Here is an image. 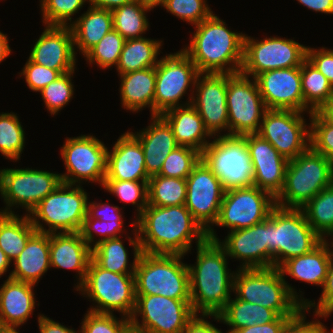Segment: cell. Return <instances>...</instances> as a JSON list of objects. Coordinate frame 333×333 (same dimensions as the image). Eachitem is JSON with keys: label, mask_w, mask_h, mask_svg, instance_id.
Returning a JSON list of instances; mask_svg holds the SVG:
<instances>
[{"label": "cell", "mask_w": 333, "mask_h": 333, "mask_svg": "<svg viewBox=\"0 0 333 333\" xmlns=\"http://www.w3.org/2000/svg\"><path fill=\"white\" fill-rule=\"evenodd\" d=\"M209 317L229 326L227 333H234L236 330L247 326L273 322L279 315L274 310L242 301L235 296L226 303L224 309L218 315H209Z\"/></svg>", "instance_id": "obj_35"}, {"label": "cell", "mask_w": 333, "mask_h": 333, "mask_svg": "<svg viewBox=\"0 0 333 333\" xmlns=\"http://www.w3.org/2000/svg\"><path fill=\"white\" fill-rule=\"evenodd\" d=\"M304 112L267 109L256 134L270 144L288 161L310 147V126Z\"/></svg>", "instance_id": "obj_18"}, {"label": "cell", "mask_w": 333, "mask_h": 333, "mask_svg": "<svg viewBox=\"0 0 333 333\" xmlns=\"http://www.w3.org/2000/svg\"><path fill=\"white\" fill-rule=\"evenodd\" d=\"M201 159L225 191L254 185L253 165L242 136L214 137L201 153Z\"/></svg>", "instance_id": "obj_10"}, {"label": "cell", "mask_w": 333, "mask_h": 333, "mask_svg": "<svg viewBox=\"0 0 333 333\" xmlns=\"http://www.w3.org/2000/svg\"><path fill=\"white\" fill-rule=\"evenodd\" d=\"M306 59L321 72L333 87V49L307 46Z\"/></svg>", "instance_id": "obj_54"}, {"label": "cell", "mask_w": 333, "mask_h": 333, "mask_svg": "<svg viewBox=\"0 0 333 333\" xmlns=\"http://www.w3.org/2000/svg\"><path fill=\"white\" fill-rule=\"evenodd\" d=\"M30 51L29 59L61 74L76 69V54L70 26H47Z\"/></svg>", "instance_id": "obj_24"}, {"label": "cell", "mask_w": 333, "mask_h": 333, "mask_svg": "<svg viewBox=\"0 0 333 333\" xmlns=\"http://www.w3.org/2000/svg\"><path fill=\"white\" fill-rule=\"evenodd\" d=\"M62 179L60 173L49 172L31 168H5L0 169V195L6 207L1 213L15 214L13 207L19 206L30 212L48 194L54 191Z\"/></svg>", "instance_id": "obj_11"}, {"label": "cell", "mask_w": 333, "mask_h": 333, "mask_svg": "<svg viewBox=\"0 0 333 333\" xmlns=\"http://www.w3.org/2000/svg\"><path fill=\"white\" fill-rule=\"evenodd\" d=\"M186 179L155 175L148 181V205L178 206L185 205Z\"/></svg>", "instance_id": "obj_41"}, {"label": "cell", "mask_w": 333, "mask_h": 333, "mask_svg": "<svg viewBox=\"0 0 333 333\" xmlns=\"http://www.w3.org/2000/svg\"><path fill=\"white\" fill-rule=\"evenodd\" d=\"M120 76V99L124 109L138 113L149 108L154 116L156 66L128 72Z\"/></svg>", "instance_id": "obj_32"}, {"label": "cell", "mask_w": 333, "mask_h": 333, "mask_svg": "<svg viewBox=\"0 0 333 333\" xmlns=\"http://www.w3.org/2000/svg\"><path fill=\"white\" fill-rule=\"evenodd\" d=\"M8 39L7 35L0 31V63L11 55Z\"/></svg>", "instance_id": "obj_62"}, {"label": "cell", "mask_w": 333, "mask_h": 333, "mask_svg": "<svg viewBox=\"0 0 333 333\" xmlns=\"http://www.w3.org/2000/svg\"><path fill=\"white\" fill-rule=\"evenodd\" d=\"M301 83L304 104L312 112L320 111L332 100V85L307 59L301 64Z\"/></svg>", "instance_id": "obj_39"}, {"label": "cell", "mask_w": 333, "mask_h": 333, "mask_svg": "<svg viewBox=\"0 0 333 333\" xmlns=\"http://www.w3.org/2000/svg\"><path fill=\"white\" fill-rule=\"evenodd\" d=\"M161 116L172 127L179 146L190 147L202 153L211 142L209 138H213L204 127L200 114L191 104L172 108Z\"/></svg>", "instance_id": "obj_31"}, {"label": "cell", "mask_w": 333, "mask_h": 333, "mask_svg": "<svg viewBox=\"0 0 333 333\" xmlns=\"http://www.w3.org/2000/svg\"><path fill=\"white\" fill-rule=\"evenodd\" d=\"M332 184L333 163L309 147L295 159L288 161L284 187L275 198V205L301 209Z\"/></svg>", "instance_id": "obj_6"}, {"label": "cell", "mask_w": 333, "mask_h": 333, "mask_svg": "<svg viewBox=\"0 0 333 333\" xmlns=\"http://www.w3.org/2000/svg\"><path fill=\"white\" fill-rule=\"evenodd\" d=\"M36 285L7 278L0 286V330H19L36 306Z\"/></svg>", "instance_id": "obj_26"}, {"label": "cell", "mask_w": 333, "mask_h": 333, "mask_svg": "<svg viewBox=\"0 0 333 333\" xmlns=\"http://www.w3.org/2000/svg\"><path fill=\"white\" fill-rule=\"evenodd\" d=\"M269 268L304 255L323 239L312 229L301 209L275 206L268 216Z\"/></svg>", "instance_id": "obj_5"}, {"label": "cell", "mask_w": 333, "mask_h": 333, "mask_svg": "<svg viewBox=\"0 0 333 333\" xmlns=\"http://www.w3.org/2000/svg\"><path fill=\"white\" fill-rule=\"evenodd\" d=\"M212 13L195 25L190 44L181 49L199 73H239L244 57L245 34L233 32Z\"/></svg>", "instance_id": "obj_3"}, {"label": "cell", "mask_w": 333, "mask_h": 333, "mask_svg": "<svg viewBox=\"0 0 333 333\" xmlns=\"http://www.w3.org/2000/svg\"><path fill=\"white\" fill-rule=\"evenodd\" d=\"M108 147L93 135L66 137L60 155L66 172L62 183L81 185L83 181L99 183L102 187L107 170Z\"/></svg>", "instance_id": "obj_14"}, {"label": "cell", "mask_w": 333, "mask_h": 333, "mask_svg": "<svg viewBox=\"0 0 333 333\" xmlns=\"http://www.w3.org/2000/svg\"><path fill=\"white\" fill-rule=\"evenodd\" d=\"M198 74L197 67L182 50L160 58L156 65L154 116L162 115L175 107L191 104ZM188 88H191L192 92L188 95V101L186 100L185 104L180 103Z\"/></svg>", "instance_id": "obj_13"}, {"label": "cell", "mask_w": 333, "mask_h": 333, "mask_svg": "<svg viewBox=\"0 0 333 333\" xmlns=\"http://www.w3.org/2000/svg\"><path fill=\"white\" fill-rule=\"evenodd\" d=\"M322 294L320 298L315 303V300H311L306 306L307 313L311 312L310 309L313 308L314 317L317 318H327L333 313V250L331 253L330 263L328 267V274L326 277L325 284L323 286Z\"/></svg>", "instance_id": "obj_53"}, {"label": "cell", "mask_w": 333, "mask_h": 333, "mask_svg": "<svg viewBox=\"0 0 333 333\" xmlns=\"http://www.w3.org/2000/svg\"><path fill=\"white\" fill-rule=\"evenodd\" d=\"M74 50L84 56L107 33L113 29V15L110 10L89 6L87 11L73 20L70 25Z\"/></svg>", "instance_id": "obj_34"}, {"label": "cell", "mask_w": 333, "mask_h": 333, "mask_svg": "<svg viewBox=\"0 0 333 333\" xmlns=\"http://www.w3.org/2000/svg\"><path fill=\"white\" fill-rule=\"evenodd\" d=\"M186 184V208L207 232L208 240L218 241L219 238L212 227L219 216L225 194L222 183L200 159L186 178Z\"/></svg>", "instance_id": "obj_17"}, {"label": "cell", "mask_w": 333, "mask_h": 333, "mask_svg": "<svg viewBox=\"0 0 333 333\" xmlns=\"http://www.w3.org/2000/svg\"><path fill=\"white\" fill-rule=\"evenodd\" d=\"M14 269L8 278L37 285L40 278L51 268L50 234L36 231L24 250L13 260Z\"/></svg>", "instance_id": "obj_29"}, {"label": "cell", "mask_w": 333, "mask_h": 333, "mask_svg": "<svg viewBox=\"0 0 333 333\" xmlns=\"http://www.w3.org/2000/svg\"><path fill=\"white\" fill-rule=\"evenodd\" d=\"M309 116L310 147L333 163V124L319 111Z\"/></svg>", "instance_id": "obj_49"}, {"label": "cell", "mask_w": 333, "mask_h": 333, "mask_svg": "<svg viewBox=\"0 0 333 333\" xmlns=\"http://www.w3.org/2000/svg\"><path fill=\"white\" fill-rule=\"evenodd\" d=\"M133 0H89V6L112 11L124 4H128Z\"/></svg>", "instance_id": "obj_61"}, {"label": "cell", "mask_w": 333, "mask_h": 333, "mask_svg": "<svg viewBox=\"0 0 333 333\" xmlns=\"http://www.w3.org/2000/svg\"><path fill=\"white\" fill-rule=\"evenodd\" d=\"M195 315L191 299L136 295L135 310L130 318L132 333H182Z\"/></svg>", "instance_id": "obj_12"}, {"label": "cell", "mask_w": 333, "mask_h": 333, "mask_svg": "<svg viewBox=\"0 0 333 333\" xmlns=\"http://www.w3.org/2000/svg\"><path fill=\"white\" fill-rule=\"evenodd\" d=\"M242 137L246 141L253 165L254 186L276 198L284 187L288 160L258 134H246Z\"/></svg>", "instance_id": "obj_23"}, {"label": "cell", "mask_w": 333, "mask_h": 333, "mask_svg": "<svg viewBox=\"0 0 333 333\" xmlns=\"http://www.w3.org/2000/svg\"><path fill=\"white\" fill-rule=\"evenodd\" d=\"M25 131L14 112L0 113V153L17 162L25 147Z\"/></svg>", "instance_id": "obj_42"}, {"label": "cell", "mask_w": 333, "mask_h": 333, "mask_svg": "<svg viewBox=\"0 0 333 333\" xmlns=\"http://www.w3.org/2000/svg\"><path fill=\"white\" fill-rule=\"evenodd\" d=\"M200 159L199 151L186 146H178L168 154L158 175L186 179Z\"/></svg>", "instance_id": "obj_47"}, {"label": "cell", "mask_w": 333, "mask_h": 333, "mask_svg": "<svg viewBox=\"0 0 333 333\" xmlns=\"http://www.w3.org/2000/svg\"><path fill=\"white\" fill-rule=\"evenodd\" d=\"M152 9L143 0H133L113 9V29L125 40L142 38L150 26L146 13Z\"/></svg>", "instance_id": "obj_38"}, {"label": "cell", "mask_w": 333, "mask_h": 333, "mask_svg": "<svg viewBox=\"0 0 333 333\" xmlns=\"http://www.w3.org/2000/svg\"><path fill=\"white\" fill-rule=\"evenodd\" d=\"M38 327L40 333H80L72 328H68L50 317L38 314Z\"/></svg>", "instance_id": "obj_59"}, {"label": "cell", "mask_w": 333, "mask_h": 333, "mask_svg": "<svg viewBox=\"0 0 333 333\" xmlns=\"http://www.w3.org/2000/svg\"><path fill=\"white\" fill-rule=\"evenodd\" d=\"M294 316H279L275 321L263 325L247 326L234 333H282L285 325Z\"/></svg>", "instance_id": "obj_57"}, {"label": "cell", "mask_w": 333, "mask_h": 333, "mask_svg": "<svg viewBox=\"0 0 333 333\" xmlns=\"http://www.w3.org/2000/svg\"><path fill=\"white\" fill-rule=\"evenodd\" d=\"M233 293L242 300L274 310L279 316H295L310 300L298 295L279 268H238Z\"/></svg>", "instance_id": "obj_4"}, {"label": "cell", "mask_w": 333, "mask_h": 333, "mask_svg": "<svg viewBox=\"0 0 333 333\" xmlns=\"http://www.w3.org/2000/svg\"><path fill=\"white\" fill-rule=\"evenodd\" d=\"M92 248L76 233L50 234V264L51 268L75 270L78 277L75 290L84 282Z\"/></svg>", "instance_id": "obj_27"}, {"label": "cell", "mask_w": 333, "mask_h": 333, "mask_svg": "<svg viewBox=\"0 0 333 333\" xmlns=\"http://www.w3.org/2000/svg\"><path fill=\"white\" fill-rule=\"evenodd\" d=\"M196 250L195 264H187L192 309L198 315H218L231 299L235 272L228 268L226 250L218 241L207 239Z\"/></svg>", "instance_id": "obj_2"}, {"label": "cell", "mask_w": 333, "mask_h": 333, "mask_svg": "<svg viewBox=\"0 0 333 333\" xmlns=\"http://www.w3.org/2000/svg\"><path fill=\"white\" fill-rule=\"evenodd\" d=\"M11 261L7 258L6 254L0 249V278L2 275L6 274L9 266L11 265Z\"/></svg>", "instance_id": "obj_63"}, {"label": "cell", "mask_w": 333, "mask_h": 333, "mask_svg": "<svg viewBox=\"0 0 333 333\" xmlns=\"http://www.w3.org/2000/svg\"><path fill=\"white\" fill-rule=\"evenodd\" d=\"M306 8L325 14H333V0H296Z\"/></svg>", "instance_id": "obj_60"}, {"label": "cell", "mask_w": 333, "mask_h": 333, "mask_svg": "<svg viewBox=\"0 0 333 333\" xmlns=\"http://www.w3.org/2000/svg\"><path fill=\"white\" fill-rule=\"evenodd\" d=\"M200 315V316H199ZM196 314L187 324L182 333H223L210 321L207 320L209 315ZM199 316V317H198ZM207 317V318H206Z\"/></svg>", "instance_id": "obj_58"}, {"label": "cell", "mask_w": 333, "mask_h": 333, "mask_svg": "<svg viewBox=\"0 0 333 333\" xmlns=\"http://www.w3.org/2000/svg\"><path fill=\"white\" fill-rule=\"evenodd\" d=\"M326 327L327 326H325V332L324 333H333V329H332V331L329 332Z\"/></svg>", "instance_id": "obj_67"}, {"label": "cell", "mask_w": 333, "mask_h": 333, "mask_svg": "<svg viewBox=\"0 0 333 333\" xmlns=\"http://www.w3.org/2000/svg\"><path fill=\"white\" fill-rule=\"evenodd\" d=\"M184 255L142 252L134 272L136 295L191 299L189 269Z\"/></svg>", "instance_id": "obj_7"}, {"label": "cell", "mask_w": 333, "mask_h": 333, "mask_svg": "<svg viewBox=\"0 0 333 333\" xmlns=\"http://www.w3.org/2000/svg\"><path fill=\"white\" fill-rule=\"evenodd\" d=\"M227 73H199L191 105L212 137L228 136ZM220 134V135H219Z\"/></svg>", "instance_id": "obj_20"}, {"label": "cell", "mask_w": 333, "mask_h": 333, "mask_svg": "<svg viewBox=\"0 0 333 333\" xmlns=\"http://www.w3.org/2000/svg\"><path fill=\"white\" fill-rule=\"evenodd\" d=\"M125 43V39L114 29L107 33L95 46H93L84 58L88 64H95L101 69H109L117 66Z\"/></svg>", "instance_id": "obj_43"}, {"label": "cell", "mask_w": 333, "mask_h": 333, "mask_svg": "<svg viewBox=\"0 0 333 333\" xmlns=\"http://www.w3.org/2000/svg\"><path fill=\"white\" fill-rule=\"evenodd\" d=\"M74 73L75 70L60 75L39 92L45 107L51 115L58 114L73 98L75 88L72 82V75Z\"/></svg>", "instance_id": "obj_46"}, {"label": "cell", "mask_w": 333, "mask_h": 333, "mask_svg": "<svg viewBox=\"0 0 333 333\" xmlns=\"http://www.w3.org/2000/svg\"><path fill=\"white\" fill-rule=\"evenodd\" d=\"M159 6L178 19L194 26L213 13L207 0H164Z\"/></svg>", "instance_id": "obj_50"}, {"label": "cell", "mask_w": 333, "mask_h": 333, "mask_svg": "<svg viewBox=\"0 0 333 333\" xmlns=\"http://www.w3.org/2000/svg\"><path fill=\"white\" fill-rule=\"evenodd\" d=\"M135 221L142 252L186 255L208 239L185 205H148Z\"/></svg>", "instance_id": "obj_1"}, {"label": "cell", "mask_w": 333, "mask_h": 333, "mask_svg": "<svg viewBox=\"0 0 333 333\" xmlns=\"http://www.w3.org/2000/svg\"><path fill=\"white\" fill-rule=\"evenodd\" d=\"M306 308L303 307L294 317L285 325L282 333H324V323L316 320L306 321Z\"/></svg>", "instance_id": "obj_55"}, {"label": "cell", "mask_w": 333, "mask_h": 333, "mask_svg": "<svg viewBox=\"0 0 333 333\" xmlns=\"http://www.w3.org/2000/svg\"><path fill=\"white\" fill-rule=\"evenodd\" d=\"M162 40L134 38L125 40L119 62L116 66L118 75L132 71L155 67L160 58Z\"/></svg>", "instance_id": "obj_36"}, {"label": "cell", "mask_w": 333, "mask_h": 333, "mask_svg": "<svg viewBox=\"0 0 333 333\" xmlns=\"http://www.w3.org/2000/svg\"><path fill=\"white\" fill-rule=\"evenodd\" d=\"M81 324L80 333H132L130 319L124 316L120 319L114 314L88 310Z\"/></svg>", "instance_id": "obj_48"}, {"label": "cell", "mask_w": 333, "mask_h": 333, "mask_svg": "<svg viewBox=\"0 0 333 333\" xmlns=\"http://www.w3.org/2000/svg\"><path fill=\"white\" fill-rule=\"evenodd\" d=\"M301 210L312 229L323 240L329 237V240H333V184L319 192Z\"/></svg>", "instance_id": "obj_40"}, {"label": "cell", "mask_w": 333, "mask_h": 333, "mask_svg": "<svg viewBox=\"0 0 333 333\" xmlns=\"http://www.w3.org/2000/svg\"><path fill=\"white\" fill-rule=\"evenodd\" d=\"M123 221H101L95 218H85L79 231L82 239L93 248L97 243L111 238L123 237ZM94 233L101 236V239L94 240Z\"/></svg>", "instance_id": "obj_51"}, {"label": "cell", "mask_w": 333, "mask_h": 333, "mask_svg": "<svg viewBox=\"0 0 333 333\" xmlns=\"http://www.w3.org/2000/svg\"><path fill=\"white\" fill-rule=\"evenodd\" d=\"M275 198L256 186L225 191L215 226L231 230L263 222L275 207Z\"/></svg>", "instance_id": "obj_19"}, {"label": "cell", "mask_w": 333, "mask_h": 333, "mask_svg": "<svg viewBox=\"0 0 333 333\" xmlns=\"http://www.w3.org/2000/svg\"><path fill=\"white\" fill-rule=\"evenodd\" d=\"M110 194L115 195L123 203L137 206V219L148 206V181L104 180L102 185Z\"/></svg>", "instance_id": "obj_44"}, {"label": "cell", "mask_w": 333, "mask_h": 333, "mask_svg": "<svg viewBox=\"0 0 333 333\" xmlns=\"http://www.w3.org/2000/svg\"><path fill=\"white\" fill-rule=\"evenodd\" d=\"M36 232L29 215L0 212V249L11 261L24 250L29 238Z\"/></svg>", "instance_id": "obj_37"}, {"label": "cell", "mask_w": 333, "mask_h": 333, "mask_svg": "<svg viewBox=\"0 0 333 333\" xmlns=\"http://www.w3.org/2000/svg\"><path fill=\"white\" fill-rule=\"evenodd\" d=\"M0 333H19V331H17V329H15V330H0Z\"/></svg>", "instance_id": "obj_66"}, {"label": "cell", "mask_w": 333, "mask_h": 333, "mask_svg": "<svg viewBox=\"0 0 333 333\" xmlns=\"http://www.w3.org/2000/svg\"><path fill=\"white\" fill-rule=\"evenodd\" d=\"M146 4L152 6L153 8H156V6H159L164 0H143Z\"/></svg>", "instance_id": "obj_65"}, {"label": "cell", "mask_w": 333, "mask_h": 333, "mask_svg": "<svg viewBox=\"0 0 333 333\" xmlns=\"http://www.w3.org/2000/svg\"><path fill=\"white\" fill-rule=\"evenodd\" d=\"M242 74H228V136L257 133L267 110L256 80Z\"/></svg>", "instance_id": "obj_16"}, {"label": "cell", "mask_w": 333, "mask_h": 333, "mask_svg": "<svg viewBox=\"0 0 333 333\" xmlns=\"http://www.w3.org/2000/svg\"><path fill=\"white\" fill-rule=\"evenodd\" d=\"M254 79L267 109L312 113L304 104L301 67L269 70Z\"/></svg>", "instance_id": "obj_21"}, {"label": "cell", "mask_w": 333, "mask_h": 333, "mask_svg": "<svg viewBox=\"0 0 333 333\" xmlns=\"http://www.w3.org/2000/svg\"><path fill=\"white\" fill-rule=\"evenodd\" d=\"M131 225L134 228L132 231L134 238L129 235H127V237L129 244L133 247V262L128 264V249L124 246L121 237H117L101 241L92 248V260L99 267L119 274H134L142 250L136 228V221H133Z\"/></svg>", "instance_id": "obj_33"}, {"label": "cell", "mask_w": 333, "mask_h": 333, "mask_svg": "<svg viewBox=\"0 0 333 333\" xmlns=\"http://www.w3.org/2000/svg\"><path fill=\"white\" fill-rule=\"evenodd\" d=\"M307 46L293 39L270 36L257 40L245 34L241 73L255 78L275 69L301 67L306 59Z\"/></svg>", "instance_id": "obj_15"}, {"label": "cell", "mask_w": 333, "mask_h": 333, "mask_svg": "<svg viewBox=\"0 0 333 333\" xmlns=\"http://www.w3.org/2000/svg\"><path fill=\"white\" fill-rule=\"evenodd\" d=\"M319 112L333 124V97L330 103L324 106Z\"/></svg>", "instance_id": "obj_64"}, {"label": "cell", "mask_w": 333, "mask_h": 333, "mask_svg": "<svg viewBox=\"0 0 333 333\" xmlns=\"http://www.w3.org/2000/svg\"><path fill=\"white\" fill-rule=\"evenodd\" d=\"M110 151L104 180L149 181L141 143L130 131L121 134Z\"/></svg>", "instance_id": "obj_25"}, {"label": "cell", "mask_w": 333, "mask_h": 333, "mask_svg": "<svg viewBox=\"0 0 333 333\" xmlns=\"http://www.w3.org/2000/svg\"><path fill=\"white\" fill-rule=\"evenodd\" d=\"M44 26H70L73 15L89 0H39Z\"/></svg>", "instance_id": "obj_45"}, {"label": "cell", "mask_w": 333, "mask_h": 333, "mask_svg": "<svg viewBox=\"0 0 333 333\" xmlns=\"http://www.w3.org/2000/svg\"><path fill=\"white\" fill-rule=\"evenodd\" d=\"M151 124L139 132H131L141 143L145 168L149 177L158 175L169 153L179 145L172 127L161 116H150Z\"/></svg>", "instance_id": "obj_28"}, {"label": "cell", "mask_w": 333, "mask_h": 333, "mask_svg": "<svg viewBox=\"0 0 333 333\" xmlns=\"http://www.w3.org/2000/svg\"><path fill=\"white\" fill-rule=\"evenodd\" d=\"M218 243L228 258L241 260V269L269 268L268 217L252 227L231 230Z\"/></svg>", "instance_id": "obj_22"}, {"label": "cell", "mask_w": 333, "mask_h": 333, "mask_svg": "<svg viewBox=\"0 0 333 333\" xmlns=\"http://www.w3.org/2000/svg\"><path fill=\"white\" fill-rule=\"evenodd\" d=\"M121 210L122 208H119V206L110 205L108 202L98 203L96 201L90 202V200H88L87 215L85 218H95L105 222L122 221L123 214H121Z\"/></svg>", "instance_id": "obj_56"}, {"label": "cell", "mask_w": 333, "mask_h": 333, "mask_svg": "<svg viewBox=\"0 0 333 333\" xmlns=\"http://www.w3.org/2000/svg\"><path fill=\"white\" fill-rule=\"evenodd\" d=\"M76 291L94 302L95 306L89 308L92 312L113 314L117 311L130 319L135 310L134 274H119L104 270L92 259L85 280Z\"/></svg>", "instance_id": "obj_9"}, {"label": "cell", "mask_w": 333, "mask_h": 333, "mask_svg": "<svg viewBox=\"0 0 333 333\" xmlns=\"http://www.w3.org/2000/svg\"><path fill=\"white\" fill-rule=\"evenodd\" d=\"M20 73L19 76L25 78L28 88L33 92H40L44 87L62 75L58 70H52L39 65L29 58Z\"/></svg>", "instance_id": "obj_52"}, {"label": "cell", "mask_w": 333, "mask_h": 333, "mask_svg": "<svg viewBox=\"0 0 333 333\" xmlns=\"http://www.w3.org/2000/svg\"><path fill=\"white\" fill-rule=\"evenodd\" d=\"M328 241L329 239L323 240L312 251L288 259L279 267L282 275L323 288L333 250V241Z\"/></svg>", "instance_id": "obj_30"}, {"label": "cell", "mask_w": 333, "mask_h": 333, "mask_svg": "<svg viewBox=\"0 0 333 333\" xmlns=\"http://www.w3.org/2000/svg\"><path fill=\"white\" fill-rule=\"evenodd\" d=\"M88 200L82 185L61 183L38 203L29 217L38 232L76 233L87 215Z\"/></svg>", "instance_id": "obj_8"}]
</instances>
